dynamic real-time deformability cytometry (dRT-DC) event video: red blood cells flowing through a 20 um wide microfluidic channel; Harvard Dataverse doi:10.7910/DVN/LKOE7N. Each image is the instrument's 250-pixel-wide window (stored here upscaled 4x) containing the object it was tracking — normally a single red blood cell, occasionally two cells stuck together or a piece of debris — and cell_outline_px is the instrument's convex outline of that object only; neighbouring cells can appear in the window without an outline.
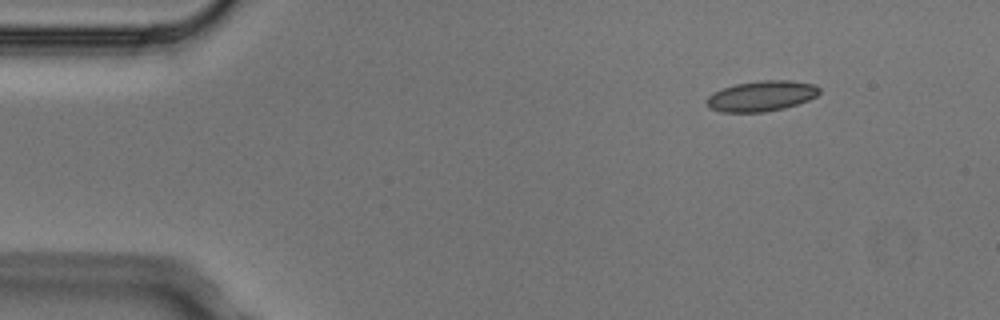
{"species": "Egyptian fruit bat (a non-hibernating species)", "species_latin": "Rousettus aegyptiacus", "temperature_condition": "cold", "stored_images_in_passage": 6, "camera_frame_rate_fps": 3000, "um_per_image_px": 0.085, "animal": {"sex": "male"}, "frame": {"image": 1, "passage_image": 2, "time_ms": 0.333, "image_size_px": [1000, 320], "cell_outline_px": [[820, 92], [816, 96], [808, 100], [784, 108], [764, 112], [720, 112], [708, 108], [704, 100], [712, 92], [736, 84], [760, 80], [792, 80], [816, 84], [820, 88]], "centroid_in_image_um": [64.7, 8.16], "position_along_channel_um": 20.3, "area_um2": 20.23}}
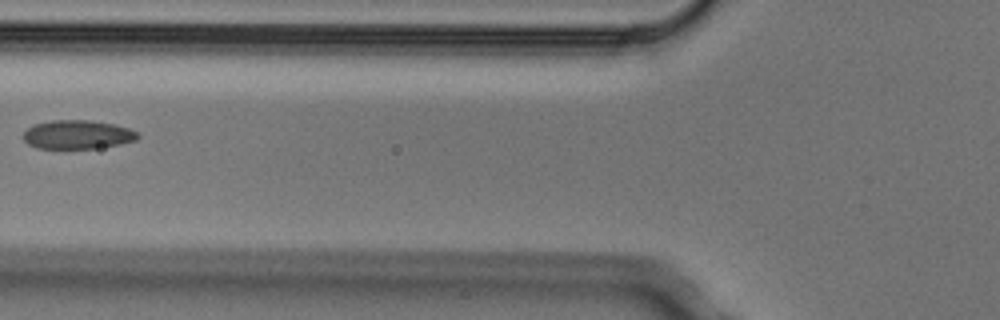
{"frame": {"image": 2, "passage_image": 6, "time_ms": 1.667, "image_size_px": [1000, 320], "cell_outline_px": [[140, 136], [136, 140], [120, 144], [96, 148], [36, 148], [28, 144], [24, 140], [24, 132], [32, 124], [52, 120], [88, 120], [112, 124], [128, 128], [136, 132]], "centroid_in_image_um": [6.56, 11.44], "position_along_channel_um": 119.2, "area_um2": 19.07}}